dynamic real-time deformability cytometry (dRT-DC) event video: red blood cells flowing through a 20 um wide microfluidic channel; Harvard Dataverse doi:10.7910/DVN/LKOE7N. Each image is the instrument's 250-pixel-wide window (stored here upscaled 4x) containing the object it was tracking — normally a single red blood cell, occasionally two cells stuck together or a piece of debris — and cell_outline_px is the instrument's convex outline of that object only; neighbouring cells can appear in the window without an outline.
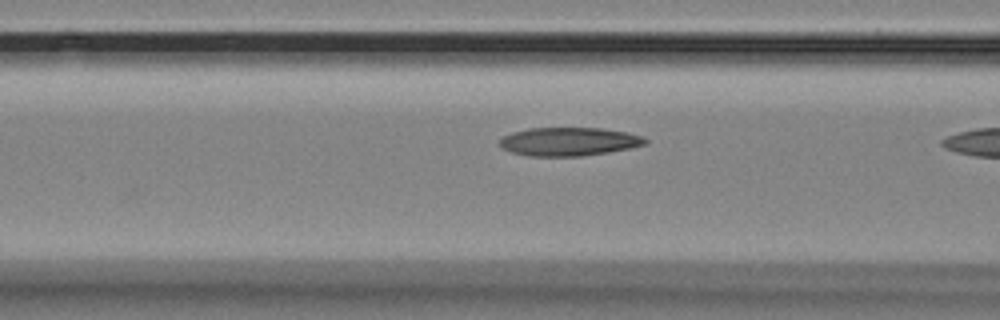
{"species": "Egyptian fruit bat (a non-hibernating species)", "species_latin": "Rousettus aegyptiacus", "temperature_condition": "room temperature", "stored_images_in_passage": 6, "camera_frame_rate_fps": 3000, "um_per_image_px": 0.085, "animal": {"sex": "female"}, "frame": {"image": 1, "passage_image": 5, "time_ms": 1.333, "image_size_px": [1000, 320], "cell_outline_px": [[648, 144], [608, 152], [580, 156], [528, 156], [512, 152], [504, 148], [500, 144], [500, 140], [504, 136], [512, 132], [528, 128], [600, 128], [628, 132], [640, 136], [648, 140]], "centroid_in_image_um": [48.37, 12.03], "position_along_channel_um": 118.2, "area_um2": 23.99}}